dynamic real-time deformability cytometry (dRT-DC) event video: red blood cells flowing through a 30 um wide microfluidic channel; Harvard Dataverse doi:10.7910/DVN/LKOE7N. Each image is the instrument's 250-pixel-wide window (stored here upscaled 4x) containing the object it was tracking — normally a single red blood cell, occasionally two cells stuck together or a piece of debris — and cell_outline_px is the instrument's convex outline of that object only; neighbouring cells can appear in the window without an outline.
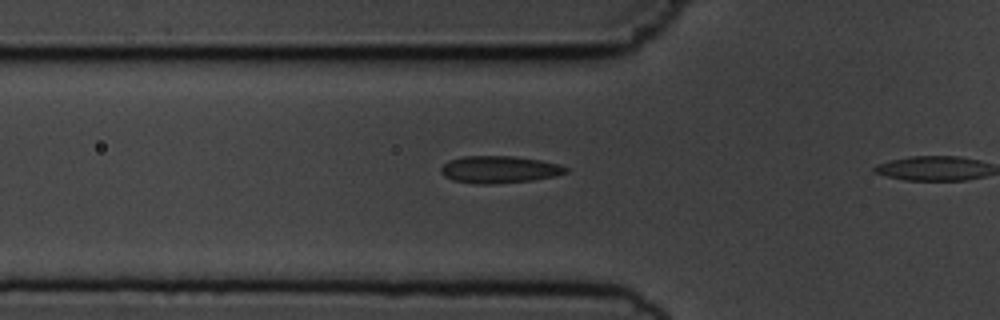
{"species": "common noctule bat (a hibernating species)", "species_latin": "Nyctalus noctula", "temperature_condition": "cold", "stored_images_in_passage": 10, "camera_frame_rate_fps": 3000, "um_per_image_px": 0.085, "animal": {"sex": "male", "body_mass_g": 19.5, "forearm_length_mm": 54.6}, "frame": {"image": 1, "passage_image": 9, "time_ms": 2.667, "image_size_px": [1000, 320], "cell_outline_px": [[568, 172], [552, 176], [532, 180], [488, 184], [476, 184], [452, 180], [444, 176], [440, 172], [440, 168], [448, 160], [464, 156], [512, 156], [540, 160], [560, 164], [568, 168]], "centroid_in_image_um": [42.4, 14.4], "position_along_channel_um": 83.4, "area_um2": 19.71}}